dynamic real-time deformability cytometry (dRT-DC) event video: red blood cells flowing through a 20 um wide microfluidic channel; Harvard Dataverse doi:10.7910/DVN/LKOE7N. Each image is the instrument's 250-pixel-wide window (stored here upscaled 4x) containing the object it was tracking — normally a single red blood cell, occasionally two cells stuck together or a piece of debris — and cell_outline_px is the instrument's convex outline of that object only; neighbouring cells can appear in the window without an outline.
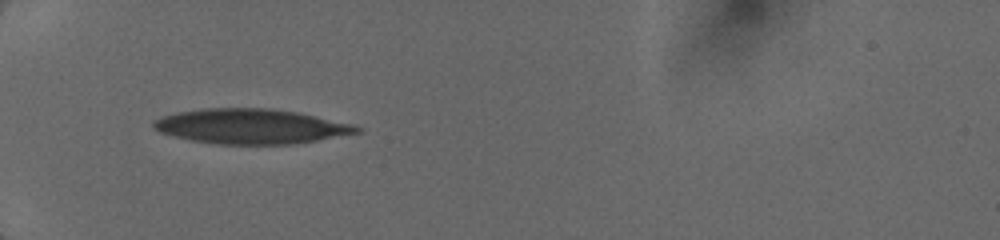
{"species": "human", "species_latin": "Homo sapiens", "temperature_condition": "cold", "stored_images_in_passage": 2, "camera_frame_rate_fps": 3000, "um_per_image_px": 0.085, "donor": {"sex": "female"}, "frame": {"image": 1, "passage_image": 1, "time_ms": 0.0, "image_size_px": [1000, 240], "cell_outline_px": [[364, 132], [292, 144], [220, 144], [192, 140], [160, 132], [152, 128], [152, 120], [164, 116], [180, 112], [208, 108], [268, 108], [296, 112], [352, 124], [364, 128]], "centroid_in_image_um": [21.36, 10.74], "position_along_channel_um": 63.6, "area_um2": 40.98}}